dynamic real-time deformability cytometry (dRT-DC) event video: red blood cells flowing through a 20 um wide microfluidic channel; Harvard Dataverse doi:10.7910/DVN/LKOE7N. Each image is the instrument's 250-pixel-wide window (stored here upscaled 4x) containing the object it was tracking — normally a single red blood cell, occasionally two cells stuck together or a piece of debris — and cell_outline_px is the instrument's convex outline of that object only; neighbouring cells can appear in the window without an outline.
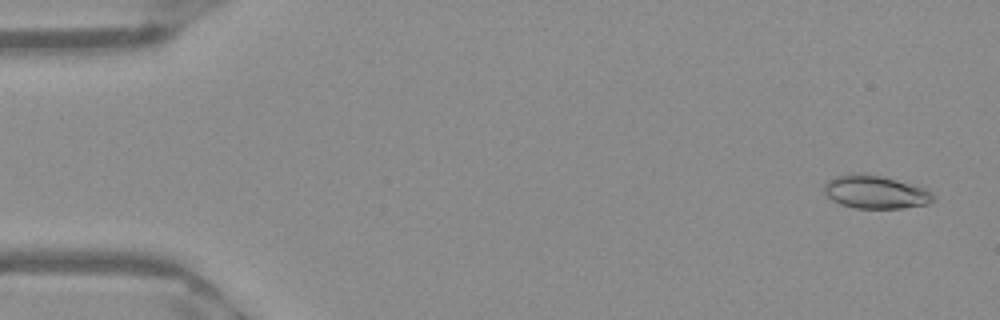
{"species": "Egyptian fruit bat (a non-hibernating species)", "species_latin": "Rousettus aegyptiacus", "temperature_condition": "warm", "stored_images_in_passage": 52, "camera_frame_rate_fps": 3000, "um_per_image_px": 0.085, "frame": {"image": 1, "passage_image": 3, "time_ms": 0.667, "image_size_px": [1000, 320], "cell_outline_px": [[936, 200], [928, 204], [904, 208], [856, 208], [840, 204], [832, 200], [824, 192], [824, 184], [828, 180], [836, 176], [856, 172], [864, 172], [884, 176], [912, 184], [924, 188], [932, 192], [936, 196]], "centroid_in_image_um": [74.43, 16.31], "position_along_channel_um": 10.6, "area_um2": 21.44}}
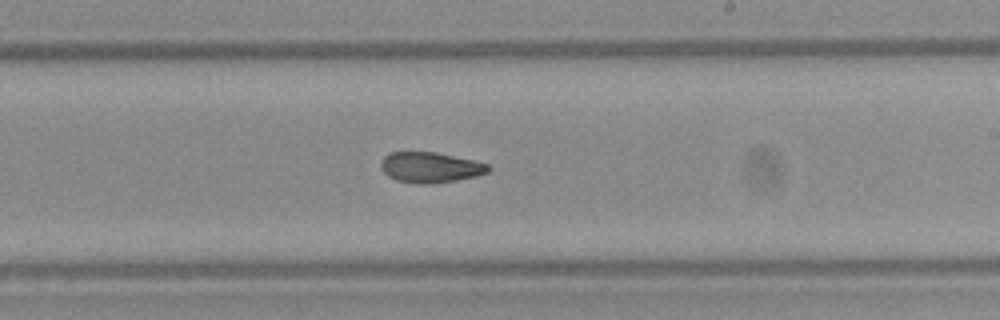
{"frame": {"image": 2, "passage_image": 31, "time_ms": 10.0, "image_size_px": [1000, 320], "cell_outline_px": [[492, 168], [488, 172], [476, 176], [456, 180], [432, 184], [420, 184], [396, 180], [388, 176], [380, 168], [380, 164], [384, 156], [388, 152], [436, 152], [476, 160], [488, 164]], "centroid_in_image_um": [36.59, 14.22], "position_along_channel_um": 252.4, "area_um2": 19.31}}
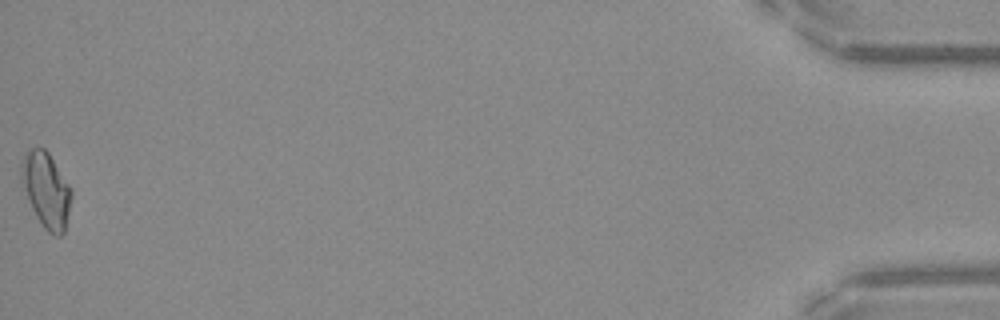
{"frame": {"image": 3, "passage_image": 52, "time_ms": 17.0, "image_size_px": [1000, 320], "cell_outline_px": [[72, 196], [64, 232], [60, 236], [56, 236], [48, 232], [40, 224], [28, 200], [20, 180], [20, 164], [24, 152], [32, 148], [44, 148], [48, 152], [68, 184], [72, 192]], "centroid_in_image_um": [3.89, 16.14], "position_along_channel_um": 431.3, "area_um2": 21.91}, "authors_computed_cell_mechanics": {"area_um2": 19.8832, "velocity_mm_per_s": 3.9696, "shape_relaxation_time_tau1_ms": null, "shape_relaxation_time_tau2_ms": 4.3351, "deformation_change_tau1": null, "deformation_change_tau2": 0.0972}}